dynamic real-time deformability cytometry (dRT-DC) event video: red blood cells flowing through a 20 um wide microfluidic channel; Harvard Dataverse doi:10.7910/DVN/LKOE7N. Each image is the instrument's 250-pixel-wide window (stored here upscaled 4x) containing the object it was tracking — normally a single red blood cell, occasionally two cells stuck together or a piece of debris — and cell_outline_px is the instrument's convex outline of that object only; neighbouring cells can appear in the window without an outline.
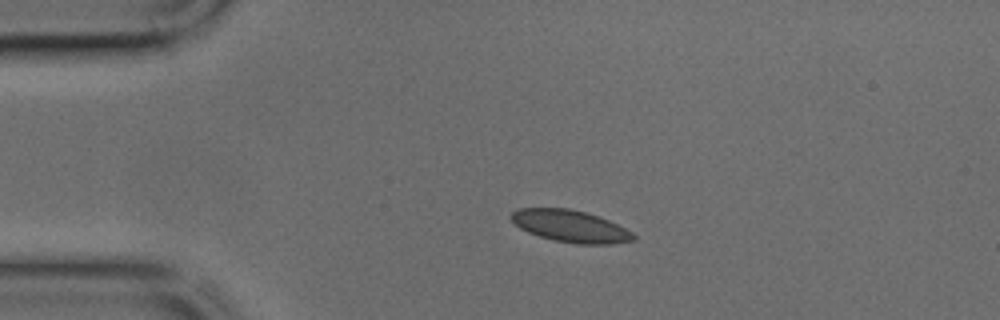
{"species": "common noctule bat (a hibernating species)", "species_latin": "Nyctalus noctula", "temperature_condition": "cold", "stored_images_in_passage": 36, "camera_frame_rate_fps": 3000, "um_per_image_px": 0.085, "animal": {"sex": "male", "body_mass_g": 17.9, "forearm_length_mm": 54.2}, "frame": {"image": 1, "passage_image": 1, "time_ms": 0.0, "image_size_px": [1000, 320], "cell_outline_px": [[636, 240], [612, 244], [580, 244], [556, 240], [540, 236], [528, 232], [520, 228], [508, 216], [512, 212], [520, 208], [568, 208], [584, 212], [608, 220], [632, 232], [636, 236]], "centroid_in_image_um": [48.48, 19.22], "position_along_channel_um": 36.5, "area_um2": 22.54}}
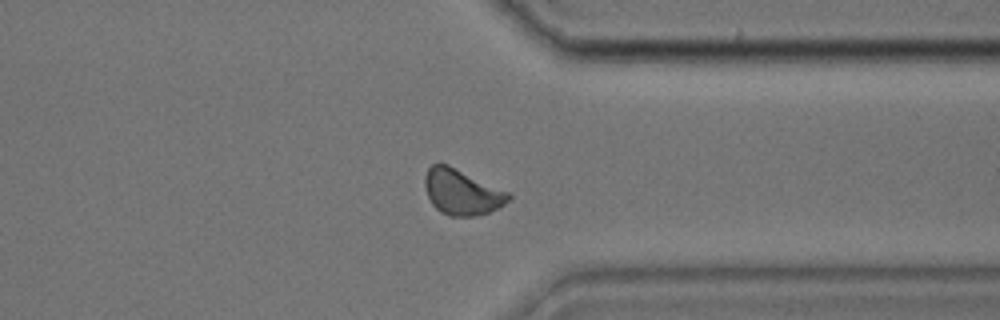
{"frame": {"image": 2, "passage_image": 26, "time_ms": 8.333, "image_size_px": [1000, 320], "cell_outline_px": [[512, 196], [500, 208], [488, 212], [472, 216], [448, 216], [440, 212], [432, 204], [428, 196], [424, 184], [424, 176], [428, 168], [432, 164], [448, 164], [508, 192]], "centroid_in_image_um": [39.23, 16.33], "position_along_channel_um": 372.2, "area_um2": 22.08}}
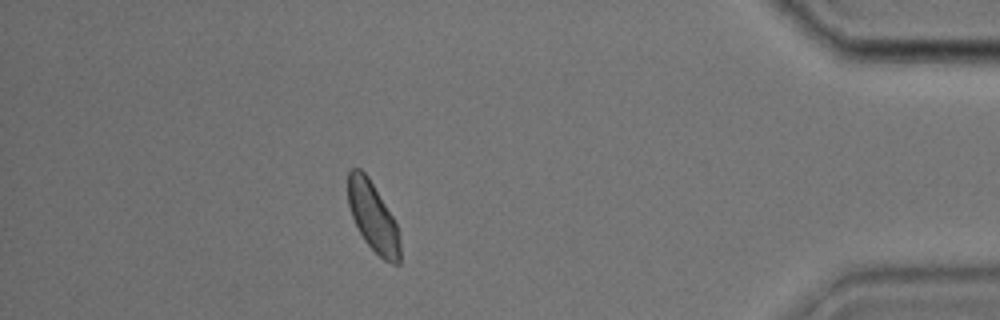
{"frame": {"image": 3, "passage_image": 31, "time_ms": 10.0, "image_size_px": [1000, 320], "cell_outline_px": [[400, 264], [392, 264], [384, 260], [364, 240], [352, 216], [348, 204], [348, 172], [352, 168], [360, 168], [368, 176], [392, 216], [400, 232]], "centroid_in_image_um": [31.71, 18.44], "position_along_channel_um": 403.5, "area_um2": 20.87}}